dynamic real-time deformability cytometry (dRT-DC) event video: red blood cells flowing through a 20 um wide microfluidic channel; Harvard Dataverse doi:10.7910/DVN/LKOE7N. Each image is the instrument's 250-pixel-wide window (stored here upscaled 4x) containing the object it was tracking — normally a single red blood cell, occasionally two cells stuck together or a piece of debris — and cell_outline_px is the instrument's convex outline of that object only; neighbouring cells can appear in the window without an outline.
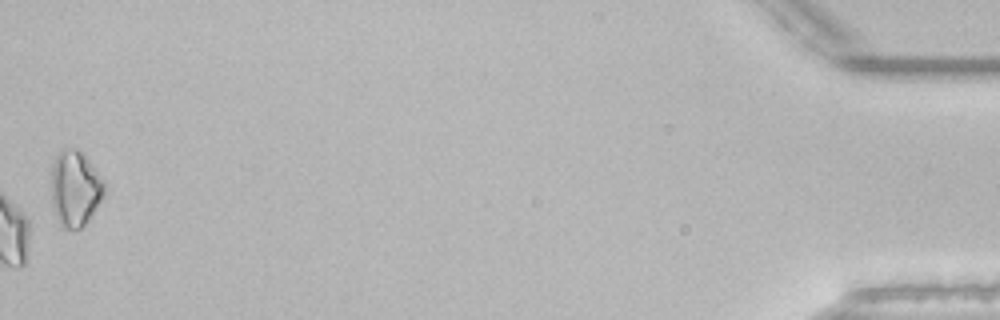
{"species": "common noctule bat (a hibernating species)", "species_latin": "Nyctalus noctula", "temperature_condition": "room temperature", "stored_images_in_passage": 41, "camera_frame_rate_fps": 3000, "um_per_image_px": 0.085, "animal": {"sex": "male", "body_mass_g": 21.5, "forearm_length_mm": 52.0}, "frame": {"image": 1, "passage_image": 41, "time_ms": 13.333, "image_size_px": [1000, 320], "cell_outline_px": [[104, 196], [88, 220], [80, 228], [64, 228], [60, 224], [56, 216], [52, 204], [52, 164], [60, 148], [76, 148], [84, 152], [104, 180]], "centroid_in_image_um": [6.39, 15.96], "position_along_channel_um": 428.8, "area_um2": 23.52}, "authors_computed_cell_mechanics": {"area_um2": 18.3226, "velocity_mm_per_s": 3.867, "shape_relaxation_time_tau1_ms": 4.3195, "shape_relaxation_time_tau2_ms": 2.5808, "deformation_change_tau1": 0.1126, "deformation_change_tau2": 0.0634}}